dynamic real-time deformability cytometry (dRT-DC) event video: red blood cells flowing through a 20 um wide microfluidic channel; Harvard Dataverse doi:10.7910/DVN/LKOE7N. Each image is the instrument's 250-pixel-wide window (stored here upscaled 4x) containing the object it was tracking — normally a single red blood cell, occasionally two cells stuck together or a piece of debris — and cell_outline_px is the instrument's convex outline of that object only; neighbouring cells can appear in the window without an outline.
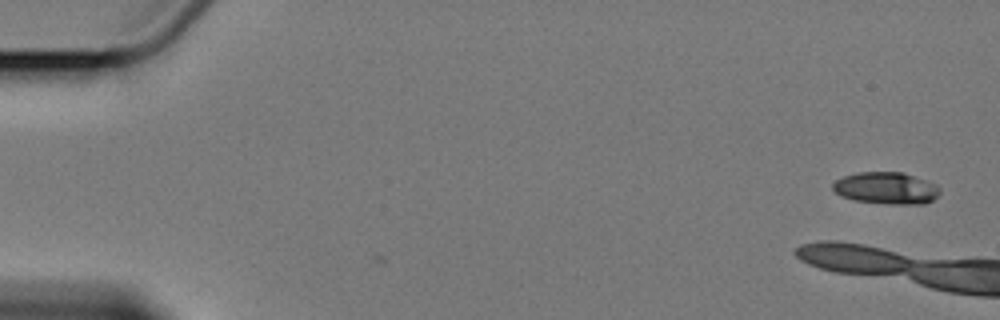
{"species": "Egyptian fruit bat (a non-hibernating species)", "species_latin": "Rousettus aegyptiacus", "temperature_condition": "cold", "stored_images_in_passage": 2, "camera_frame_rate_fps": 3000, "um_per_image_px": 0.085, "animal": {"sex": "female"}, "frame": {"image": 1, "passage_image": 2, "time_ms": 1.333, "image_size_px": [1000, 320], "cell_outline_px": [[940, 192], [932, 200], [924, 204], [888, 204], [852, 200], [840, 196], [832, 188], [832, 184], [836, 180], [844, 176], [856, 172], [904, 172], [928, 180], [936, 184], [940, 188]], "centroid_in_image_um": [75.33, 15.98], "position_along_channel_um": 9.7, "area_um2": 20.17}}